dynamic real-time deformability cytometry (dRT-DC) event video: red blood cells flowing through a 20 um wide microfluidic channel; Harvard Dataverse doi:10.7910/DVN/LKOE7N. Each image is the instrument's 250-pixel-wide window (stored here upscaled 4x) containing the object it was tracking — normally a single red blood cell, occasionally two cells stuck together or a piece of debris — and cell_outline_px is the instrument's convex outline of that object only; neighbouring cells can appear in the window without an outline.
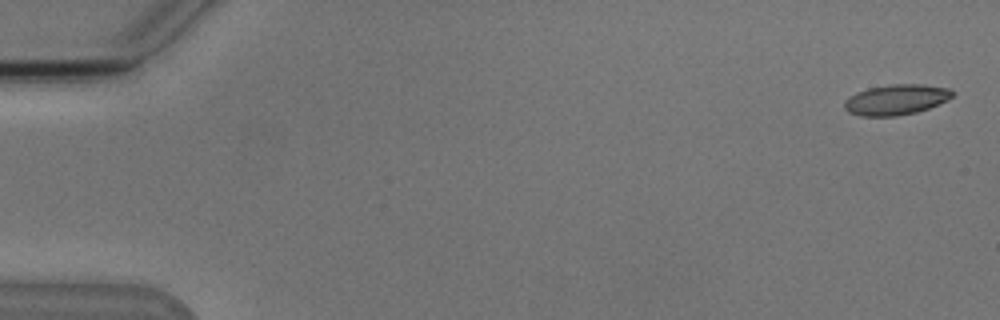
{"species": "Egyptian fruit bat (a non-hibernating species)", "species_latin": "Rousettus aegyptiacus", "temperature_condition": "cold", "stored_images_in_passage": 54, "camera_frame_rate_fps": 3000, "um_per_image_px": 0.085, "animal": {"sex": "male"}, "frame": {"image": 1, "passage_image": 1, "time_ms": 0.0, "image_size_px": [1000, 320], "cell_outline_px": [[952, 96], [948, 100], [928, 108], [916, 112], [896, 116], [860, 116], [848, 112], [844, 108], [844, 100], [856, 92], [868, 88], [892, 84], [920, 84], [948, 88], [952, 92]], "centroid_in_image_um": [76.13, 8.47], "position_along_channel_um": 8.9, "area_um2": 19.07}}
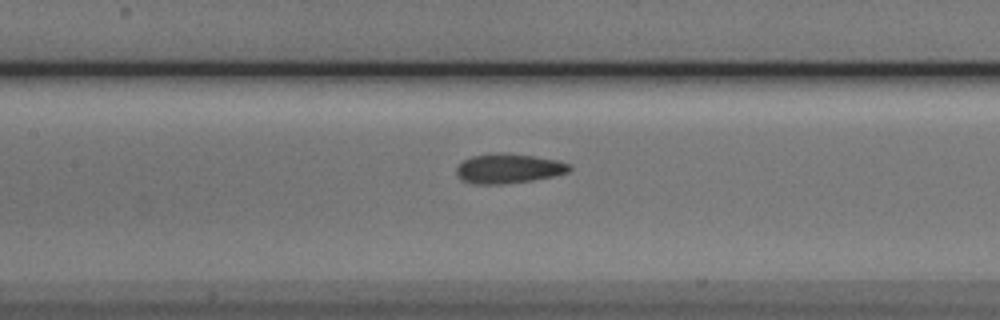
{"frame": {"image": 2, "passage_image": 25, "time_ms": 8.0, "image_size_px": [1000, 320], "cell_outline_px": [[572, 168], [568, 172], [552, 176], [532, 180], [504, 184], [476, 184], [460, 180], [456, 172], [456, 168], [464, 160], [472, 156], [500, 152], [508, 152], [536, 156], [556, 160], [568, 164]], "centroid_in_image_um": [43.2, 14.31], "position_along_channel_um": 164.2, "area_um2": 19.54}}
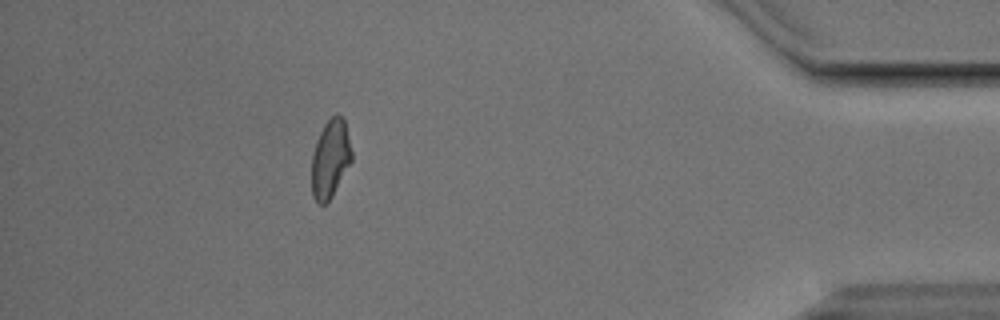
{"frame": {"image": 3, "passage_image": 48, "time_ms": 15.667, "image_size_px": [1000, 320], "cell_outline_px": [[352, 160], [332, 196], [324, 204], [316, 204], [312, 196], [312, 152], [316, 140], [324, 124], [336, 112], [344, 120], [352, 152]], "centroid_in_image_um": [28.06, 13.5], "position_along_channel_um": 407.1, "area_um2": 18.21}, "authors_computed_cell_mechanics": {"area_um2": 19.0451, "velocity_mm_per_s": 3.8075, "shape_relaxation_time_tau1_ms": 5.9706, "shape_relaxation_time_tau2_ms": 2.534, "deformation_change_tau1": 0.124, "deformation_change_tau2": 0.0835}}